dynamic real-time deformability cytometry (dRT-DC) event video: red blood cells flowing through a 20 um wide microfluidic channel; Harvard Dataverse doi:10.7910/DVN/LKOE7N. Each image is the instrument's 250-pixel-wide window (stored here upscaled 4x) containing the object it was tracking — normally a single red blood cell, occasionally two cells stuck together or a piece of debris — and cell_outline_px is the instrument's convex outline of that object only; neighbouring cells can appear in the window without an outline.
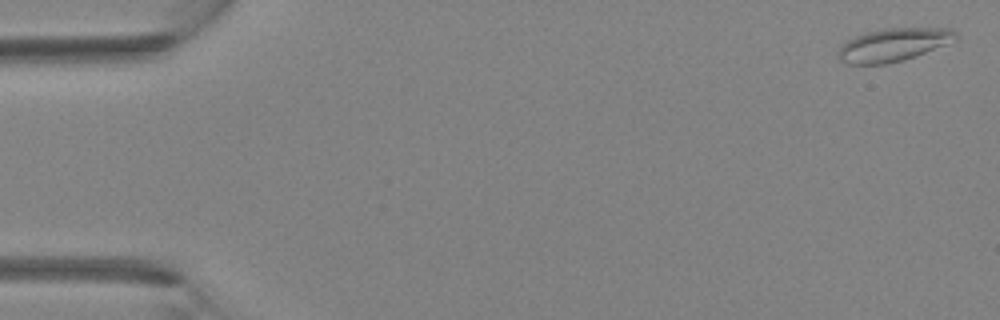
{"species": "Egyptian fruit bat (a non-hibernating species)", "species_latin": "Rousettus aegyptiacus", "temperature_condition": "room temperature", "stored_images_in_passage": 4, "camera_frame_rate_fps": 3000, "um_per_image_px": 0.085, "animal": {"sex": "female"}, "frame": {"image": 1, "passage_image": 1, "time_ms": 0.0, "image_size_px": [1000, 320], "cell_outline_px": [[956, 40], [904, 60], [888, 64], [848, 64], [840, 60], [840, 48], [848, 40], [864, 32], [884, 28], [952, 28], [956, 32]], "centroid_in_image_um": [75.95, 3.8], "position_along_channel_um": 9.0, "area_um2": 22.37}}